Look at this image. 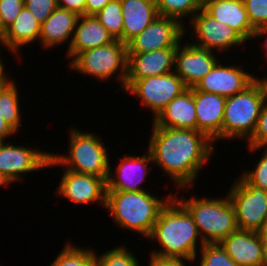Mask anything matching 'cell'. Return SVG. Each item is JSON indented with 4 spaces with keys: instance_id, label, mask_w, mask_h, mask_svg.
<instances>
[{
    "instance_id": "7c38bea8",
    "label": "cell",
    "mask_w": 267,
    "mask_h": 266,
    "mask_svg": "<svg viewBox=\"0 0 267 266\" xmlns=\"http://www.w3.org/2000/svg\"><path fill=\"white\" fill-rule=\"evenodd\" d=\"M213 53L190 42L184 44L181 42L177 46L174 72L187 88L195 87L220 61Z\"/></svg>"
},
{
    "instance_id": "52a82bcc",
    "label": "cell",
    "mask_w": 267,
    "mask_h": 266,
    "mask_svg": "<svg viewBox=\"0 0 267 266\" xmlns=\"http://www.w3.org/2000/svg\"><path fill=\"white\" fill-rule=\"evenodd\" d=\"M69 66L77 72L93 76L96 80H108L116 76L124 90L127 78L128 51L127 45L120 40H114L108 45L80 52ZM119 71V72H118ZM115 72H118L119 75ZM117 74V75H115Z\"/></svg>"
},
{
    "instance_id": "6da1fadb",
    "label": "cell",
    "mask_w": 267,
    "mask_h": 266,
    "mask_svg": "<svg viewBox=\"0 0 267 266\" xmlns=\"http://www.w3.org/2000/svg\"><path fill=\"white\" fill-rule=\"evenodd\" d=\"M148 145L155 166L161 167L179 189L194 185L203 165L213 154L214 142L198 130L152 125Z\"/></svg>"
},
{
    "instance_id": "2e32d148",
    "label": "cell",
    "mask_w": 267,
    "mask_h": 266,
    "mask_svg": "<svg viewBox=\"0 0 267 266\" xmlns=\"http://www.w3.org/2000/svg\"><path fill=\"white\" fill-rule=\"evenodd\" d=\"M176 50L177 47H169L151 52L128 53L124 91L137 79L174 72Z\"/></svg>"
},
{
    "instance_id": "ac0fdd59",
    "label": "cell",
    "mask_w": 267,
    "mask_h": 266,
    "mask_svg": "<svg viewBox=\"0 0 267 266\" xmlns=\"http://www.w3.org/2000/svg\"><path fill=\"white\" fill-rule=\"evenodd\" d=\"M197 130L213 142L222 139V124L226 98L218 94L202 92L193 87ZM218 140V141H217Z\"/></svg>"
},
{
    "instance_id": "603a6c76",
    "label": "cell",
    "mask_w": 267,
    "mask_h": 266,
    "mask_svg": "<svg viewBox=\"0 0 267 266\" xmlns=\"http://www.w3.org/2000/svg\"><path fill=\"white\" fill-rule=\"evenodd\" d=\"M123 15L122 42L128 44L158 16L154 0H120Z\"/></svg>"
},
{
    "instance_id": "bcb514c9",
    "label": "cell",
    "mask_w": 267,
    "mask_h": 266,
    "mask_svg": "<svg viewBox=\"0 0 267 266\" xmlns=\"http://www.w3.org/2000/svg\"><path fill=\"white\" fill-rule=\"evenodd\" d=\"M262 80L264 81L265 86H266V89H267V76H266V77L264 76V77L262 78Z\"/></svg>"
},
{
    "instance_id": "f1b7e54d",
    "label": "cell",
    "mask_w": 267,
    "mask_h": 266,
    "mask_svg": "<svg viewBox=\"0 0 267 266\" xmlns=\"http://www.w3.org/2000/svg\"><path fill=\"white\" fill-rule=\"evenodd\" d=\"M114 40L122 42L123 15L120 0L108 2L96 15Z\"/></svg>"
},
{
    "instance_id": "4fadbf2b",
    "label": "cell",
    "mask_w": 267,
    "mask_h": 266,
    "mask_svg": "<svg viewBox=\"0 0 267 266\" xmlns=\"http://www.w3.org/2000/svg\"><path fill=\"white\" fill-rule=\"evenodd\" d=\"M32 148L3 141L0 145V172L15 183L22 181L25 173L48 168L51 153Z\"/></svg>"
},
{
    "instance_id": "d590c367",
    "label": "cell",
    "mask_w": 267,
    "mask_h": 266,
    "mask_svg": "<svg viewBox=\"0 0 267 266\" xmlns=\"http://www.w3.org/2000/svg\"><path fill=\"white\" fill-rule=\"evenodd\" d=\"M24 7V0H0V17L5 28L14 22Z\"/></svg>"
},
{
    "instance_id": "30bf717a",
    "label": "cell",
    "mask_w": 267,
    "mask_h": 266,
    "mask_svg": "<svg viewBox=\"0 0 267 266\" xmlns=\"http://www.w3.org/2000/svg\"><path fill=\"white\" fill-rule=\"evenodd\" d=\"M179 20L158 16L127 44L128 53H144L177 47L187 29Z\"/></svg>"
},
{
    "instance_id": "d6986e66",
    "label": "cell",
    "mask_w": 267,
    "mask_h": 266,
    "mask_svg": "<svg viewBox=\"0 0 267 266\" xmlns=\"http://www.w3.org/2000/svg\"><path fill=\"white\" fill-rule=\"evenodd\" d=\"M219 244L237 266H267L263 246L256 231L238 229Z\"/></svg>"
},
{
    "instance_id": "8992f818",
    "label": "cell",
    "mask_w": 267,
    "mask_h": 266,
    "mask_svg": "<svg viewBox=\"0 0 267 266\" xmlns=\"http://www.w3.org/2000/svg\"><path fill=\"white\" fill-rule=\"evenodd\" d=\"M72 129L69 135V152L66 155L51 153L48 167L63 165L69 171L99 176L107 180L110 160L102 140L93 132Z\"/></svg>"
},
{
    "instance_id": "44dd1931",
    "label": "cell",
    "mask_w": 267,
    "mask_h": 266,
    "mask_svg": "<svg viewBox=\"0 0 267 266\" xmlns=\"http://www.w3.org/2000/svg\"><path fill=\"white\" fill-rule=\"evenodd\" d=\"M202 8L217 21L229 25L246 42L253 39L255 30L249 22L243 0H206Z\"/></svg>"
},
{
    "instance_id": "ffe728a7",
    "label": "cell",
    "mask_w": 267,
    "mask_h": 266,
    "mask_svg": "<svg viewBox=\"0 0 267 266\" xmlns=\"http://www.w3.org/2000/svg\"><path fill=\"white\" fill-rule=\"evenodd\" d=\"M152 125L159 127L197 130L196 110L193 97V87L187 88L172 99L153 118Z\"/></svg>"
},
{
    "instance_id": "8fae6325",
    "label": "cell",
    "mask_w": 267,
    "mask_h": 266,
    "mask_svg": "<svg viewBox=\"0 0 267 266\" xmlns=\"http://www.w3.org/2000/svg\"><path fill=\"white\" fill-rule=\"evenodd\" d=\"M193 27L192 34L196 38V42L192 44L206 48L215 52L226 51L230 47H240L246 41L229 25H225L214 19L203 8H201L189 21Z\"/></svg>"
},
{
    "instance_id": "cb8c5ba5",
    "label": "cell",
    "mask_w": 267,
    "mask_h": 266,
    "mask_svg": "<svg viewBox=\"0 0 267 266\" xmlns=\"http://www.w3.org/2000/svg\"><path fill=\"white\" fill-rule=\"evenodd\" d=\"M78 18L77 13L57 7L41 24L39 41L43 48L51 49L71 39L69 48Z\"/></svg>"
},
{
    "instance_id": "4dcf8cb0",
    "label": "cell",
    "mask_w": 267,
    "mask_h": 266,
    "mask_svg": "<svg viewBox=\"0 0 267 266\" xmlns=\"http://www.w3.org/2000/svg\"><path fill=\"white\" fill-rule=\"evenodd\" d=\"M200 251V266H237L219 243L204 244Z\"/></svg>"
},
{
    "instance_id": "4316f807",
    "label": "cell",
    "mask_w": 267,
    "mask_h": 266,
    "mask_svg": "<svg viewBox=\"0 0 267 266\" xmlns=\"http://www.w3.org/2000/svg\"><path fill=\"white\" fill-rule=\"evenodd\" d=\"M159 16L171 17L184 24V17H193L201 8L199 0H154Z\"/></svg>"
},
{
    "instance_id": "3957f363",
    "label": "cell",
    "mask_w": 267,
    "mask_h": 266,
    "mask_svg": "<svg viewBox=\"0 0 267 266\" xmlns=\"http://www.w3.org/2000/svg\"><path fill=\"white\" fill-rule=\"evenodd\" d=\"M147 191H107L105 208L120 228L129 229L148 238L161 209L174 196L165 200Z\"/></svg>"
},
{
    "instance_id": "277c9868",
    "label": "cell",
    "mask_w": 267,
    "mask_h": 266,
    "mask_svg": "<svg viewBox=\"0 0 267 266\" xmlns=\"http://www.w3.org/2000/svg\"><path fill=\"white\" fill-rule=\"evenodd\" d=\"M190 199V200H189ZM179 198L192 215L204 244H217L238 230L235 208L228 194L223 198Z\"/></svg>"
},
{
    "instance_id": "836d02e7",
    "label": "cell",
    "mask_w": 267,
    "mask_h": 266,
    "mask_svg": "<svg viewBox=\"0 0 267 266\" xmlns=\"http://www.w3.org/2000/svg\"><path fill=\"white\" fill-rule=\"evenodd\" d=\"M258 163L253 170L245 171L241 176L251 185L267 192V148H263Z\"/></svg>"
},
{
    "instance_id": "c3c4849f",
    "label": "cell",
    "mask_w": 267,
    "mask_h": 266,
    "mask_svg": "<svg viewBox=\"0 0 267 266\" xmlns=\"http://www.w3.org/2000/svg\"><path fill=\"white\" fill-rule=\"evenodd\" d=\"M3 141H4V140H2V139L0 138V145L3 143Z\"/></svg>"
},
{
    "instance_id": "5b68a950",
    "label": "cell",
    "mask_w": 267,
    "mask_h": 266,
    "mask_svg": "<svg viewBox=\"0 0 267 266\" xmlns=\"http://www.w3.org/2000/svg\"><path fill=\"white\" fill-rule=\"evenodd\" d=\"M267 98L264 81L257 78L240 93L227 97L224 107L222 139L252 137L263 103Z\"/></svg>"
},
{
    "instance_id": "e575fe53",
    "label": "cell",
    "mask_w": 267,
    "mask_h": 266,
    "mask_svg": "<svg viewBox=\"0 0 267 266\" xmlns=\"http://www.w3.org/2000/svg\"><path fill=\"white\" fill-rule=\"evenodd\" d=\"M26 7L39 23H43L58 7L57 0H24Z\"/></svg>"
},
{
    "instance_id": "484cf974",
    "label": "cell",
    "mask_w": 267,
    "mask_h": 266,
    "mask_svg": "<svg viewBox=\"0 0 267 266\" xmlns=\"http://www.w3.org/2000/svg\"><path fill=\"white\" fill-rule=\"evenodd\" d=\"M14 80H9L0 87V115L17 133L21 126V111L18 97V88Z\"/></svg>"
},
{
    "instance_id": "ba28073f",
    "label": "cell",
    "mask_w": 267,
    "mask_h": 266,
    "mask_svg": "<svg viewBox=\"0 0 267 266\" xmlns=\"http://www.w3.org/2000/svg\"><path fill=\"white\" fill-rule=\"evenodd\" d=\"M228 190L239 230L258 231L267 224V192L240 176Z\"/></svg>"
},
{
    "instance_id": "ab89813d",
    "label": "cell",
    "mask_w": 267,
    "mask_h": 266,
    "mask_svg": "<svg viewBox=\"0 0 267 266\" xmlns=\"http://www.w3.org/2000/svg\"><path fill=\"white\" fill-rule=\"evenodd\" d=\"M15 133L16 132L4 120L3 116L0 115V138L6 141L7 138L11 137L12 135H15Z\"/></svg>"
},
{
    "instance_id": "7bdbcfd3",
    "label": "cell",
    "mask_w": 267,
    "mask_h": 266,
    "mask_svg": "<svg viewBox=\"0 0 267 266\" xmlns=\"http://www.w3.org/2000/svg\"><path fill=\"white\" fill-rule=\"evenodd\" d=\"M262 35H264V36L266 35V37H267V27H261V28L256 29L255 32H254L253 38L255 39L256 37H261ZM264 44L265 45H263V47L265 48L264 49L266 51L265 52V54H266L265 56L267 58V38L265 39V43Z\"/></svg>"
},
{
    "instance_id": "7402d4cb",
    "label": "cell",
    "mask_w": 267,
    "mask_h": 266,
    "mask_svg": "<svg viewBox=\"0 0 267 266\" xmlns=\"http://www.w3.org/2000/svg\"><path fill=\"white\" fill-rule=\"evenodd\" d=\"M113 37L94 15L79 16L67 55L72 60L83 51L105 46Z\"/></svg>"
},
{
    "instance_id": "d6a6232c",
    "label": "cell",
    "mask_w": 267,
    "mask_h": 266,
    "mask_svg": "<svg viewBox=\"0 0 267 266\" xmlns=\"http://www.w3.org/2000/svg\"><path fill=\"white\" fill-rule=\"evenodd\" d=\"M254 30L267 27V0H243Z\"/></svg>"
},
{
    "instance_id": "d4e9b609",
    "label": "cell",
    "mask_w": 267,
    "mask_h": 266,
    "mask_svg": "<svg viewBox=\"0 0 267 266\" xmlns=\"http://www.w3.org/2000/svg\"><path fill=\"white\" fill-rule=\"evenodd\" d=\"M40 29L41 23L26 7H23L14 22L6 28L1 46L9 51L11 50V53H18L20 47L39 40Z\"/></svg>"
},
{
    "instance_id": "9a60e30c",
    "label": "cell",
    "mask_w": 267,
    "mask_h": 266,
    "mask_svg": "<svg viewBox=\"0 0 267 266\" xmlns=\"http://www.w3.org/2000/svg\"><path fill=\"white\" fill-rule=\"evenodd\" d=\"M240 66H226L220 61L194 87L196 90L218 94L225 98L240 93L251 85L258 77L249 74Z\"/></svg>"
},
{
    "instance_id": "b9f144b4",
    "label": "cell",
    "mask_w": 267,
    "mask_h": 266,
    "mask_svg": "<svg viewBox=\"0 0 267 266\" xmlns=\"http://www.w3.org/2000/svg\"><path fill=\"white\" fill-rule=\"evenodd\" d=\"M1 56V54H0ZM2 57H0V87L4 86L9 80H11L10 78H8L7 74L5 73V68H4V64L2 63Z\"/></svg>"
},
{
    "instance_id": "60d3db41",
    "label": "cell",
    "mask_w": 267,
    "mask_h": 266,
    "mask_svg": "<svg viewBox=\"0 0 267 266\" xmlns=\"http://www.w3.org/2000/svg\"><path fill=\"white\" fill-rule=\"evenodd\" d=\"M257 234L263 246V251L267 260V224H265L260 230H258Z\"/></svg>"
},
{
    "instance_id": "ee69618b",
    "label": "cell",
    "mask_w": 267,
    "mask_h": 266,
    "mask_svg": "<svg viewBox=\"0 0 267 266\" xmlns=\"http://www.w3.org/2000/svg\"><path fill=\"white\" fill-rule=\"evenodd\" d=\"M5 33H6V28L4 27L2 20H1V17H0V45L4 41Z\"/></svg>"
},
{
    "instance_id": "f6af8a7d",
    "label": "cell",
    "mask_w": 267,
    "mask_h": 266,
    "mask_svg": "<svg viewBox=\"0 0 267 266\" xmlns=\"http://www.w3.org/2000/svg\"><path fill=\"white\" fill-rule=\"evenodd\" d=\"M8 183H12L8 177H6L2 172H0V187Z\"/></svg>"
},
{
    "instance_id": "1f68e13d",
    "label": "cell",
    "mask_w": 267,
    "mask_h": 266,
    "mask_svg": "<svg viewBox=\"0 0 267 266\" xmlns=\"http://www.w3.org/2000/svg\"><path fill=\"white\" fill-rule=\"evenodd\" d=\"M267 148V98L263 103L252 137L248 140L250 152Z\"/></svg>"
},
{
    "instance_id": "f35d334b",
    "label": "cell",
    "mask_w": 267,
    "mask_h": 266,
    "mask_svg": "<svg viewBox=\"0 0 267 266\" xmlns=\"http://www.w3.org/2000/svg\"><path fill=\"white\" fill-rule=\"evenodd\" d=\"M113 0H86L85 15H96L108 2Z\"/></svg>"
},
{
    "instance_id": "83f0119b",
    "label": "cell",
    "mask_w": 267,
    "mask_h": 266,
    "mask_svg": "<svg viewBox=\"0 0 267 266\" xmlns=\"http://www.w3.org/2000/svg\"><path fill=\"white\" fill-rule=\"evenodd\" d=\"M49 266H95V251L75 247L69 241Z\"/></svg>"
},
{
    "instance_id": "8d00e7d4",
    "label": "cell",
    "mask_w": 267,
    "mask_h": 266,
    "mask_svg": "<svg viewBox=\"0 0 267 266\" xmlns=\"http://www.w3.org/2000/svg\"><path fill=\"white\" fill-rule=\"evenodd\" d=\"M149 266H187L185 261L186 259L182 258H170V257H160L157 255L150 254ZM183 260H185L183 262Z\"/></svg>"
},
{
    "instance_id": "9c48e42d",
    "label": "cell",
    "mask_w": 267,
    "mask_h": 266,
    "mask_svg": "<svg viewBox=\"0 0 267 266\" xmlns=\"http://www.w3.org/2000/svg\"><path fill=\"white\" fill-rule=\"evenodd\" d=\"M186 89L183 80L175 72H170L137 79L125 91L140 98L141 104L151 109L155 118L172 99Z\"/></svg>"
},
{
    "instance_id": "7a4b0ae2",
    "label": "cell",
    "mask_w": 267,
    "mask_h": 266,
    "mask_svg": "<svg viewBox=\"0 0 267 266\" xmlns=\"http://www.w3.org/2000/svg\"><path fill=\"white\" fill-rule=\"evenodd\" d=\"M192 215L174 196L161 209L158 219L148 239L156 240L161 247L152 251V255L170 258H182L188 262H195L197 241L200 248L204 245ZM199 239V240H198Z\"/></svg>"
},
{
    "instance_id": "7dc6e473",
    "label": "cell",
    "mask_w": 267,
    "mask_h": 266,
    "mask_svg": "<svg viewBox=\"0 0 267 266\" xmlns=\"http://www.w3.org/2000/svg\"><path fill=\"white\" fill-rule=\"evenodd\" d=\"M202 4L206 1V0H199Z\"/></svg>"
},
{
    "instance_id": "74e56055",
    "label": "cell",
    "mask_w": 267,
    "mask_h": 266,
    "mask_svg": "<svg viewBox=\"0 0 267 266\" xmlns=\"http://www.w3.org/2000/svg\"><path fill=\"white\" fill-rule=\"evenodd\" d=\"M58 7L77 13L79 16L85 15L86 0H57Z\"/></svg>"
},
{
    "instance_id": "e0dca14e",
    "label": "cell",
    "mask_w": 267,
    "mask_h": 266,
    "mask_svg": "<svg viewBox=\"0 0 267 266\" xmlns=\"http://www.w3.org/2000/svg\"><path fill=\"white\" fill-rule=\"evenodd\" d=\"M120 159L114 175L111 166H109L107 183V191H147L140 187L146 179L150 169L149 163L153 162L151 153L147 149V153L142 156H124Z\"/></svg>"
},
{
    "instance_id": "5bb4252c",
    "label": "cell",
    "mask_w": 267,
    "mask_h": 266,
    "mask_svg": "<svg viewBox=\"0 0 267 266\" xmlns=\"http://www.w3.org/2000/svg\"><path fill=\"white\" fill-rule=\"evenodd\" d=\"M56 189L58 195L74 203H100L105 207L107 183L106 179L89 174L65 170Z\"/></svg>"
},
{
    "instance_id": "f546056e",
    "label": "cell",
    "mask_w": 267,
    "mask_h": 266,
    "mask_svg": "<svg viewBox=\"0 0 267 266\" xmlns=\"http://www.w3.org/2000/svg\"><path fill=\"white\" fill-rule=\"evenodd\" d=\"M124 246L109 249L99 256L95 252V266H140L135 254Z\"/></svg>"
}]
</instances>
